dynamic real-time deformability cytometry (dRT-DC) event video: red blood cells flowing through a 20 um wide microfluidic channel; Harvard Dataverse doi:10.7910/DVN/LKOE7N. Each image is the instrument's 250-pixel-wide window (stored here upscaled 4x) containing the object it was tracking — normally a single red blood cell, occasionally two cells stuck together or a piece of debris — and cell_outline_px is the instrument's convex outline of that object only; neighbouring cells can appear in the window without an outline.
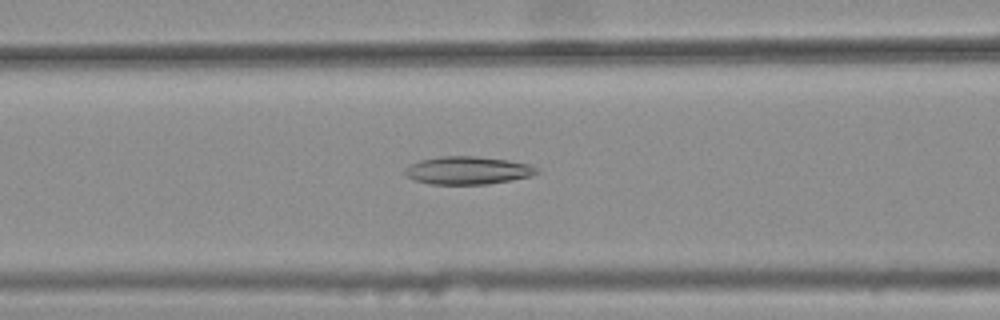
{"species": "common noctule bat (a hibernating species)", "species_latin": "Nyctalus noctula", "temperature_condition": "warm", "stored_images_in_passage": 45, "camera_frame_rate_fps": 3000, "um_per_image_px": 0.085, "animal": {"sex": "female", "body_mass_g": 25.1}, "frame": {"image": 1, "passage_image": 21, "time_ms": 6.667, "image_size_px": [1000, 320], "cell_outline_px": [[540, 172], [532, 176], [512, 180], [488, 184], [428, 184], [416, 180], [408, 176], [404, 172], [404, 168], [408, 164], [420, 160], [440, 156], [476, 156], [508, 160], [532, 164], [540, 168]], "centroid_in_image_um": [39.8, 14.48], "position_along_channel_um": 126.8, "area_um2": 21.73}}
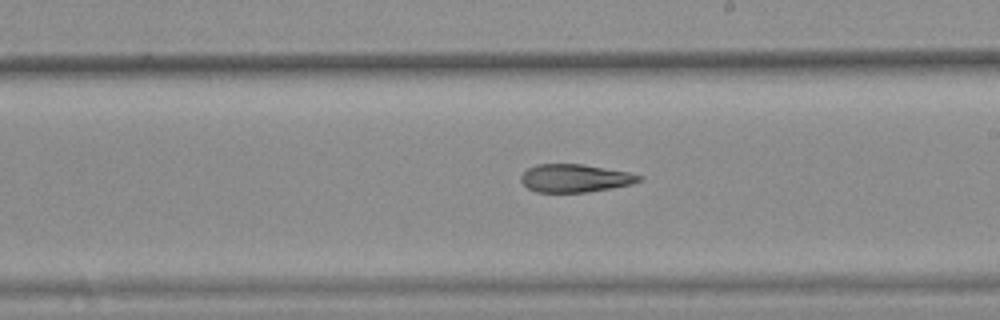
{"frame": {"image": 2, "passage_image": 30, "time_ms": 9.667, "image_size_px": [1000, 320], "cell_outline_px": [[644, 180], [632, 184], [612, 188], [584, 192], [536, 192], [528, 188], [520, 180], [520, 176], [528, 168], [536, 164], [584, 164], [628, 172], [644, 176]], "centroid_in_image_um": [48.9, 15.14], "position_along_channel_um": 240.1, "area_um2": 19.36}}
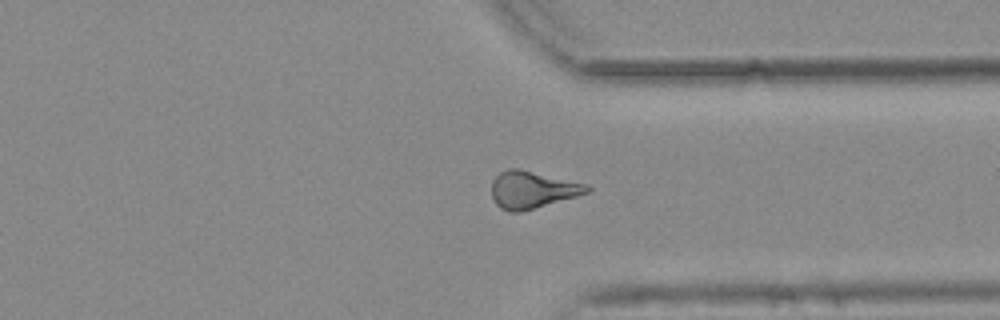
{"frame": {"image": 3, "passage_image": 40, "time_ms": 13.0, "image_size_px": [1000, 320], "cell_outline_px": [[592, 188], [588, 192], [576, 196], [520, 212], [508, 212], [500, 208], [496, 204], [492, 196], [492, 180], [500, 172], [508, 168], [520, 168], [588, 184]], "centroid_in_image_um": [45.23, 16.11], "position_along_channel_um": 366.2, "area_um2": 20.69}, "authors_computed_cell_mechanics": {"area_um2": 20.6924, "velocity_mm_per_s": 3.7866, "shape_relaxation_time_tau1_ms": null, "shape_relaxation_time_tau2_ms": 6.7877, "deformation_change_tau1": null, "deformation_change_tau2": 0.1842}}